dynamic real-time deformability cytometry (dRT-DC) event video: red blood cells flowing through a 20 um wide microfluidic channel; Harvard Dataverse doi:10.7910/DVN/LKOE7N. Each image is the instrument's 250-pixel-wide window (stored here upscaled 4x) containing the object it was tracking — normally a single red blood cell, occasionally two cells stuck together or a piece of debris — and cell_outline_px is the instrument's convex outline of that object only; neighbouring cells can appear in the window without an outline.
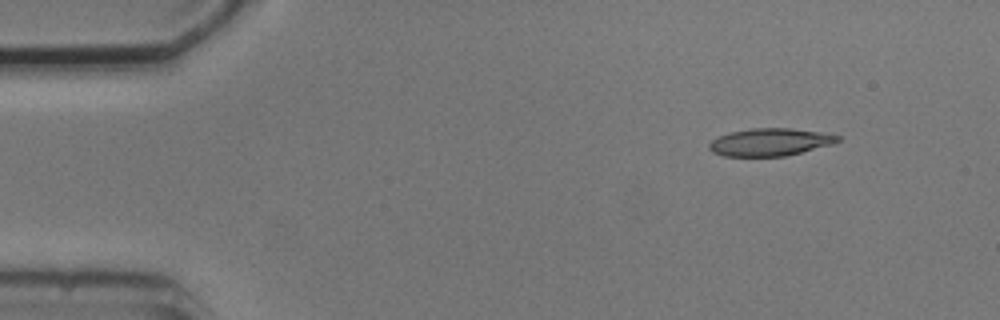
{"species": "common noctule bat (a hibernating species)", "species_latin": "Nyctalus noctula", "temperature_condition": "cold", "stored_images_in_passage": 3, "segment_of_instrument_passage": [2, 2], "camera_frame_rate_fps": 3000, "um_per_image_px": 0.085, "animal": {"sex": "male", "body_mass_g": 20.5, "forearm_length_mm": 52.5}, "frame": {"image": 1, "passage_image": 3, "time_ms": 3.333, "image_size_px": [1000, 320], "cell_outline_px": [[840, 140], [832, 144], [784, 156], [724, 156], [712, 152], [708, 148], [708, 144], [712, 140], [720, 136], [732, 132], [752, 128], [788, 128], [820, 132], [840, 136]], "centroid_in_image_um": [65.43, 12.08], "position_along_channel_um": 19.6, "area_um2": 20.35}}